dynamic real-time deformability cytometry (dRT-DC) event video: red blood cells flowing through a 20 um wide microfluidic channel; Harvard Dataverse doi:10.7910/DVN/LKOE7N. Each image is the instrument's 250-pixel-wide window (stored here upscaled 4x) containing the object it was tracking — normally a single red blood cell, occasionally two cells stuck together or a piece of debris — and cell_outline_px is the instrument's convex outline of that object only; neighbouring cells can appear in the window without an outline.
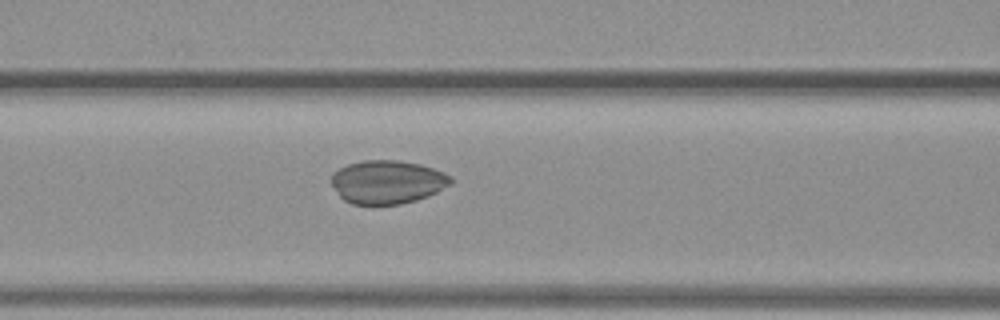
{"species": "common noctule bat (a hibernating species)", "species_latin": "Nyctalus noctula", "temperature_condition": "warm", "stored_images_in_passage": 38, "camera_frame_rate_fps": 3000, "um_per_image_px": 0.085, "animal": {"sex": "female", "body_mass_g": 19.3, "forearm_length_mm": 54.1}, "frame": {"image": 1, "passage_image": 8, "time_ms": 2.333, "image_size_px": [1000, 320], "cell_outline_px": [[452, 184], [428, 196], [416, 200], [400, 204], [372, 208], [352, 204], [344, 200], [340, 196], [332, 184], [332, 172], [348, 164], [364, 160], [396, 160], [420, 164], [444, 172], [452, 176]], "centroid_in_image_um": [32.92, 15.51], "position_along_channel_um": 133.7, "area_um2": 30.87}}
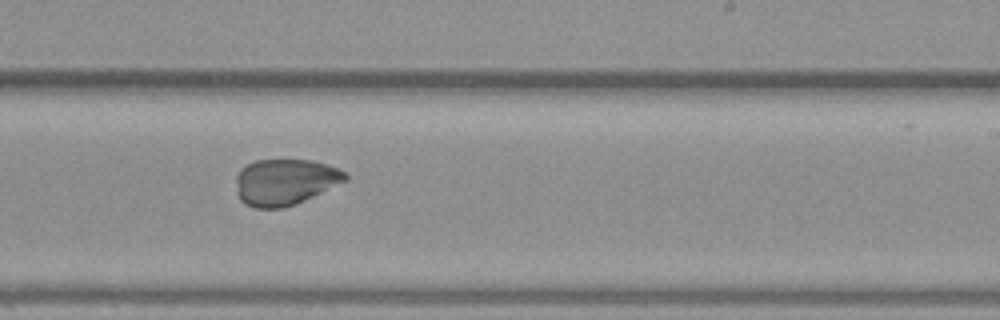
{"frame": {"image": 2, "passage_image": 18, "time_ms": 5.667, "image_size_px": [1000, 320], "cell_outline_px": [[348, 180], [296, 204], [284, 208], [252, 208], [244, 204], [240, 200], [236, 180], [236, 176], [240, 168], [256, 160], [312, 160], [336, 168], [344, 172], [348, 176]], "centroid_in_image_um": [24.21, 15.48], "position_along_channel_um": 264.8, "area_um2": 29.36}}
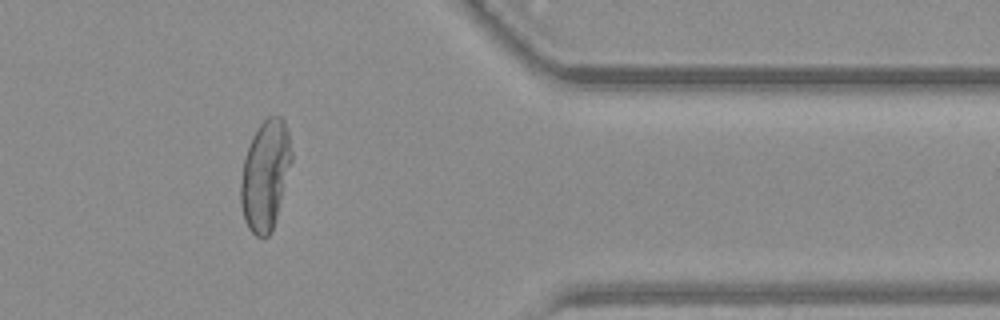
{"frame": {"image": 3, "passage_image": 29, "time_ms": 9.333, "image_size_px": [1000, 320], "cell_outline_px": [[292, 160], [272, 232], [268, 236], [256, 236], [248, 228], [244, 220], [240, 204], [240, 184], [244, 160], [252, 136], [260, 124], [268, 116], [280, 116], [284, 120], [288, 128], [292, 152]], "centroid_in_image_um": [22.55, 14.87], "position_along_channel_um": 388.8, "area_um2": 32.48}}